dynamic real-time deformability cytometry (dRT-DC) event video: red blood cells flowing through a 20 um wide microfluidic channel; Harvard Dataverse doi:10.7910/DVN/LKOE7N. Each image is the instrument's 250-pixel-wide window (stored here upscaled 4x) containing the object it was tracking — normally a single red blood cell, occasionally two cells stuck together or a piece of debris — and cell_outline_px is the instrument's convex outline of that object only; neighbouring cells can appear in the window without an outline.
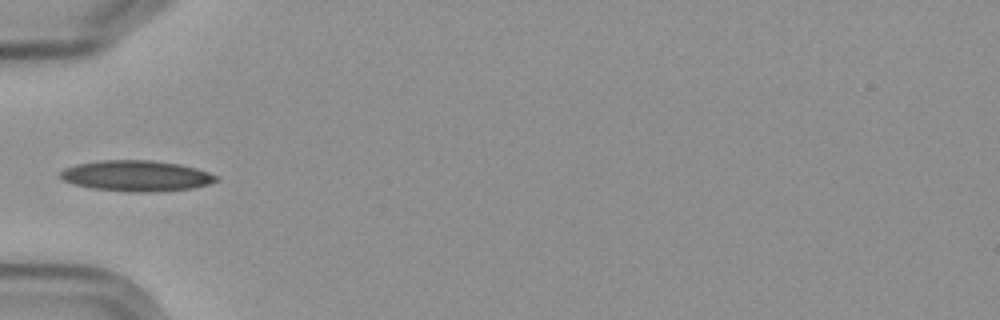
{"species": "Egyptian fruit bat (a non-hibernating species)", "species_latin": "Rousettus aegyptiacus", "temperature_condition": "cold", "stored_images_in_passage": 3, "camera_frame_rate_fps": 3000, "um_per_image_px": 0.085, "frame": {"image": 1, "passage_image": 3, "time_ms": 2.333, "image_size_px": [1000, 320], "cell_outline_px": [[220, 180], [208, 184], [192, 188], [148, 192], [132, 192], [92, 188], [72, 184], [64, 180], [60, 176], [60, 172], [64, 168], [76, 164], [100, 160], [152, 160], [180, 164], [196, 168], [220, 176]], "centroid_in_image_um": [11.6, 14.94], "position_along_channel_um": 73.4, "area_um2": 28.03}}